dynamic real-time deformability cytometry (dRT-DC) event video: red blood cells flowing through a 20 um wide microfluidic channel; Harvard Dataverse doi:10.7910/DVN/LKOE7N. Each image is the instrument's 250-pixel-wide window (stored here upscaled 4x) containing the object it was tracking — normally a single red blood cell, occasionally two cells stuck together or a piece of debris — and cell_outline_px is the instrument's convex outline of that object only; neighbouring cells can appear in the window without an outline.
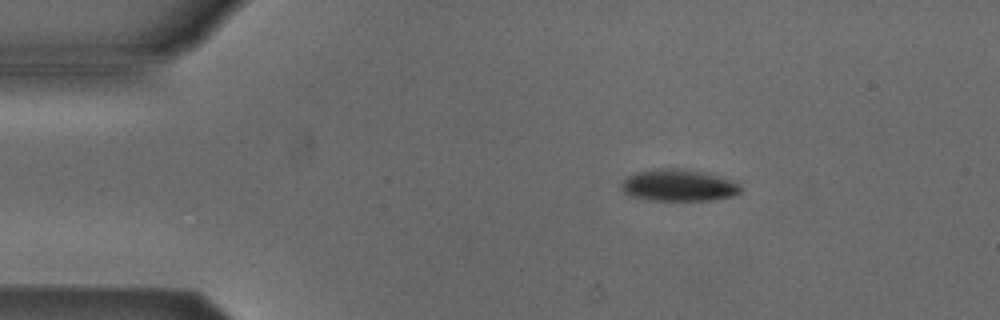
{"species": "Egyptian fruit bat (a non-hibernating species)", "species_latin": "Rousettus aegyptiacus", "temperature_condition": "cold", "stored_images_in_passage": 6, "camera_frame_rate_fps": 3000, "um_per_image_px": 0.085, "animal": {"sex": "male"}, "frame": {"image": 1, "passage_image": 3, "time_ms": 2.333, "image_size_px": [1000, 320], "cell_outline_px": [[740, 192], [732, 196], [712, 200], [644, 200], [632, 196], [624, 192], [620, 188], [620, 184], [628, 176], [636, 172], [660, 168], [680, 168], [708, 172], [740, 184]], "centroid_in_image_um": [57.65, 15.75], "position_along_channel_um": 27.3, "area_um2": 22.2}}
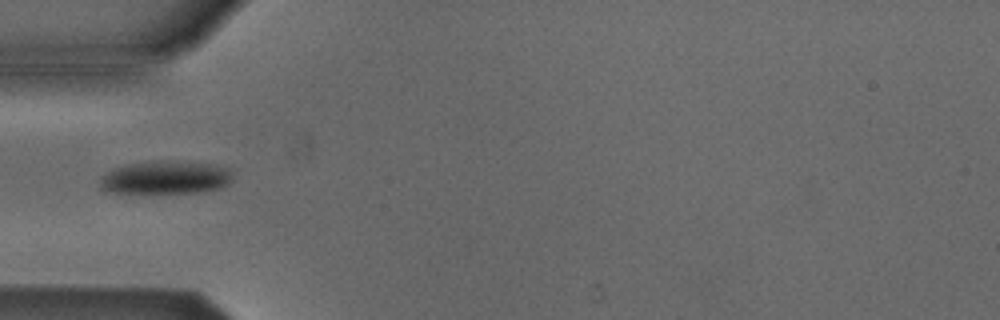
{"frame": {"image": 2, "passage_image": 5, "time_ms": 5.0, "image_size_px": [1000, 320], "cell_outline_px": [[232, 180], [228, 184], [220, 188], [196, 192], [104, 192], [100, 184], [100, 176], [112, 168], [132, 164], [212, 164], [228, 168], [232, 172]], "centroid_in_image_um": [14.06, 15.14], "position_along_channel_um": 70.9, "area_um2": 24.22}}
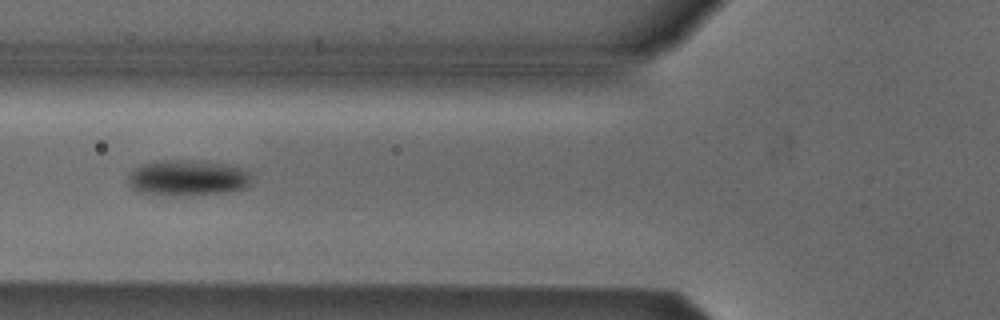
{"frame": {"image": 3, "passage_image": 6, "time_ms": 6.0, "image_size_px": [1000, 320], "cell_outline_px": [[252, 184], [244, 188], [228, 192], [172, 196], [148, 196], [136, 192], [128, 184], [128, 176], [136, 168], [144, 164], [156, 160], [204, 160], [228, 164], [240, 168], [248, 172], [252, 180]], "centroid_in_image_um": [15.91, 15.13], "position_along_channel_um": 109.9, "area_um2": 26.41}}